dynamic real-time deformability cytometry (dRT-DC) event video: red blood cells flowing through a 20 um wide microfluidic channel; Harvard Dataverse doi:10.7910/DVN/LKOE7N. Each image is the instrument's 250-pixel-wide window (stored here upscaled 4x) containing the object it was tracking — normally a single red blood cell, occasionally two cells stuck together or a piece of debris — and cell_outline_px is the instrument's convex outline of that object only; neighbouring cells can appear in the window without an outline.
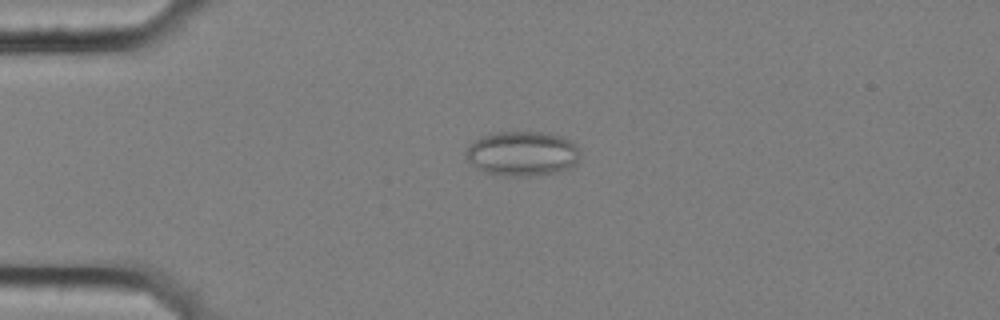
{"species": "common noctule bat (a hibernating species)", "species_latin": "Nyctalus noctula", "temperature_condition": "cold", "stored_images_in_passage": 58, "camera_frame_rate_fps": 3000, "um_per_image_px": 0.085, "animal": {"sex": "female", "body_mass_g": 25.1}, "frame": {"image": 1, "passage_image": 15, "time_ms": 4.667, "image_size_px": [1000, 320], "cell_outline_px": [[580, 152], [576, 164], [568, 168], [556, 172], [528, 176], [500, 176], [484, 172], [476, 168], [468, 160], [464, 152], [480, 136], [488, 132], [548, 132], [572, 140], [580, 148]], "centroid_in_image_um": [44.4, 13.04], "position_along_channel_um": 40.6, "area_um2": 30.11}}
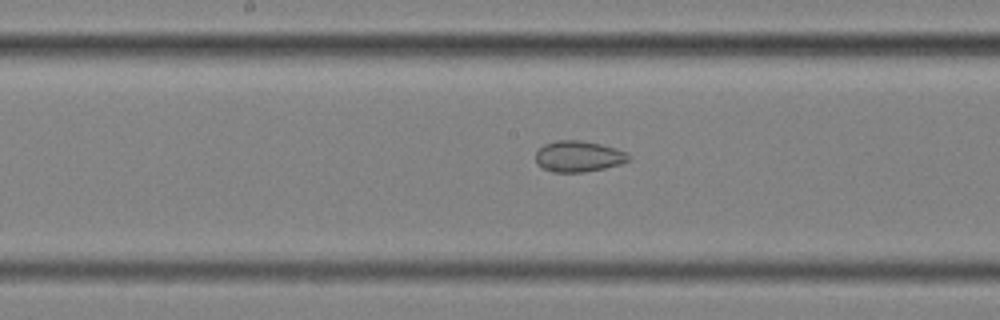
{"frame": {"image": 2, "passage_image": 31, "time_ms": 10.0, "image_size_px": [1000, 320], "cell_outline_px": [[632, 156], [628, 160], [620, 164], [604, 168], [584, 172], [552, 172], [536, 164], [536, 152], [544, 144], [556, 140], [580, 140], [600, 144], [616, 148], [628, 152]], "centroid_in_image_um": [49.18, 13.28], "position_along_channel_um": 199.0, "area_um2": 16.88}}
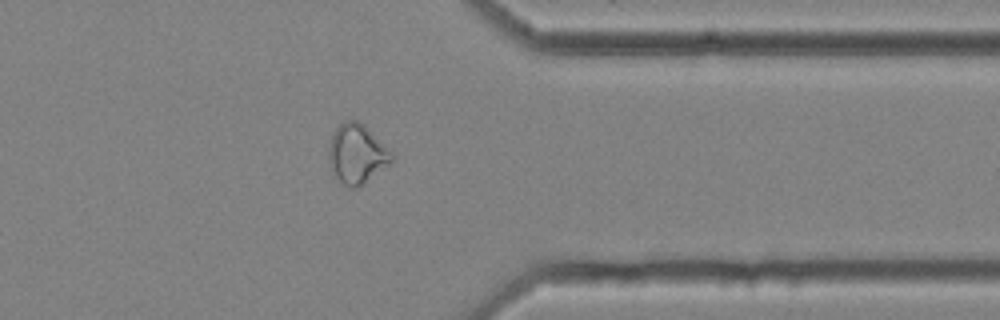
{"frame": {"image": 3, "passage_image": 47, "time_ms": 15.333, "image_size_px": [1000, 320], "cell_outline_px": [[392, 160], [388, 164], [364, 184], [352, 188], [348, 188], [336, 176], [328, 160], [328, 148], [332, 132], [344, 120], [356, 120], [364, 124], [392, 152]], "centroid_in_image_um": [30.31, 13.05], "position_along_channel_um": 381.1, "area_um2": 21.56}, "authors_computed_cell_mechanics": {"area_um2": 22.542, "velocity_mm_per_s": 3.5261, "shape_relaxation_time_tau1_ms": null, "shape_relaxation_time_tau2_ms": 2.9267, "deformation_change_tau1": null, "deformation_change_tau2": 0.0771}}